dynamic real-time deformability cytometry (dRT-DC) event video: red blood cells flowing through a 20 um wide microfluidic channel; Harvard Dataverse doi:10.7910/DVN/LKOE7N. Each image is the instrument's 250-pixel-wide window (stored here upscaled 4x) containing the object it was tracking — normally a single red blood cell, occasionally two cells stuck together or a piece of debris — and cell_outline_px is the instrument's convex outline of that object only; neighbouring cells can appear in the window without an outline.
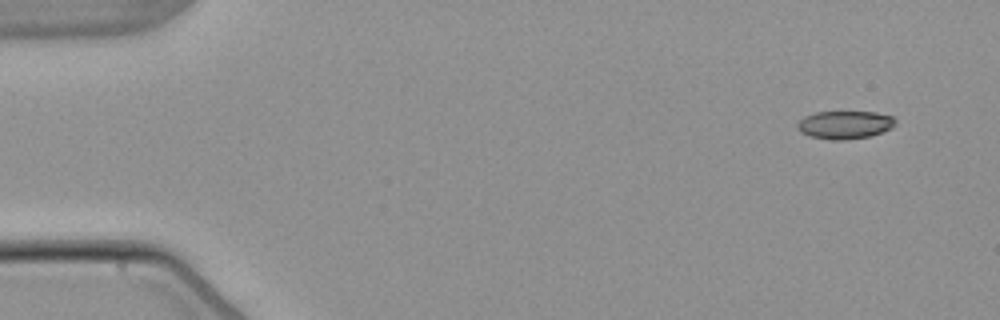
{"species": "common noctule bat (a hibernating species)", "species_latin": "Nyctalus noctula", "temperature_condition": "warm", "stored_images_in_passage": 6, "camera_frame_rate_fps": 3000, "um_per_image_px": 0.085, "animal": {"sex": "male", "body_mass_g": 21.5, "forearm_length_mm": 52.0}, "frame": {"image": 1, "passage_image": 1, "time_ms": 0.0, "image_size_px": [1000, 320], "cell_outline_px": [[896, 124], [892, 128], [868, 136], [844, 140], [832, 140], [808, 136], [800, 132], [796, 128], [796, 124], [804, 116], [816, 112], [876, 112], [892, 116], [896, 120]], "centroid_in_image_um": [71.78, 10.6], "position_along_channel_um": 13.2, "area_um2": 16.07}}
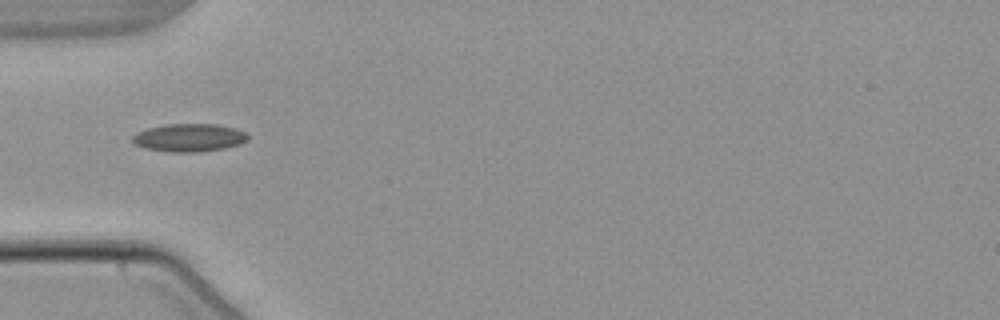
{"frame": {"image": 2, "passage_image": 4, "time_ms": 4.667, "image_size_px": [1000, 320], "cell_outline_px": [[248, 140], [240, 144], [224, 148], [196, 152], [172, 152], [144, 148], [136, 144], [132, 140], [132, 136], [136, 132], [148, 128], [164, 124], [216, 124], [236, 128], [244, 132], [248, 136]], "centroid_in_image_um": [16.07, 11.69], "position_along_channel_um": 68.9, "area_um2": 18.79}}